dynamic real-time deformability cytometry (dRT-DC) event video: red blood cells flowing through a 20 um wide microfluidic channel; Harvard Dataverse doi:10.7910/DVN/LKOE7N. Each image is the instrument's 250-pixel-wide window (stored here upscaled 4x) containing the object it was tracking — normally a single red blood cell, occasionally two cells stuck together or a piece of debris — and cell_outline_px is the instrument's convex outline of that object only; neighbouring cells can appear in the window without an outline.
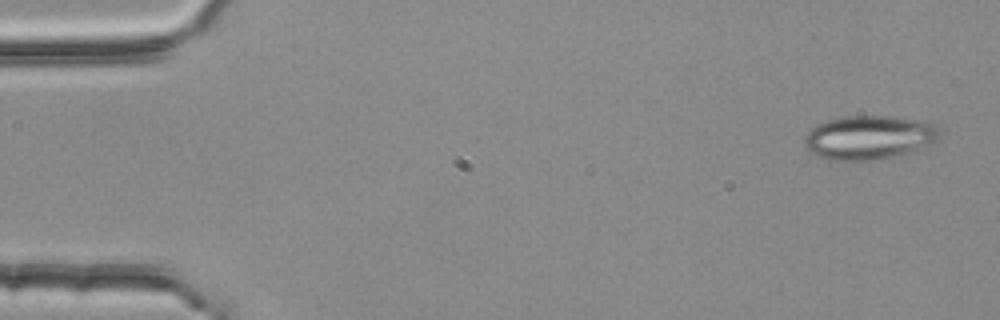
{"species": "common noctule bat (a hibernating species)", "species_latin": "Nyctalus noctula", "temperature_condition": "room temperature", "stored_images_in_passage": 4, "camera_frame_rate_fps": 3000, "um_per_image_px": 0.085, "animal": {"sex": "female", "body_mass_g": 25.1}, "frame": {"image": 1, "passage_image": 1, "time_ms": 0.0, "image_size_px": [1000, 320], "cell_outline_px": [[936, 136], [932, 140], [916, 152], [876, 160], [828, 160], [816, 156], [804, 144], [804, 136], [816, 124], [828, 120], [844, 116], [896, 116], [924, 120], [936, 124]], "centroid_in_image_um": [73.83, 11.68], "position_along_channel_um": 11.2, "area_um2": 34.62}}